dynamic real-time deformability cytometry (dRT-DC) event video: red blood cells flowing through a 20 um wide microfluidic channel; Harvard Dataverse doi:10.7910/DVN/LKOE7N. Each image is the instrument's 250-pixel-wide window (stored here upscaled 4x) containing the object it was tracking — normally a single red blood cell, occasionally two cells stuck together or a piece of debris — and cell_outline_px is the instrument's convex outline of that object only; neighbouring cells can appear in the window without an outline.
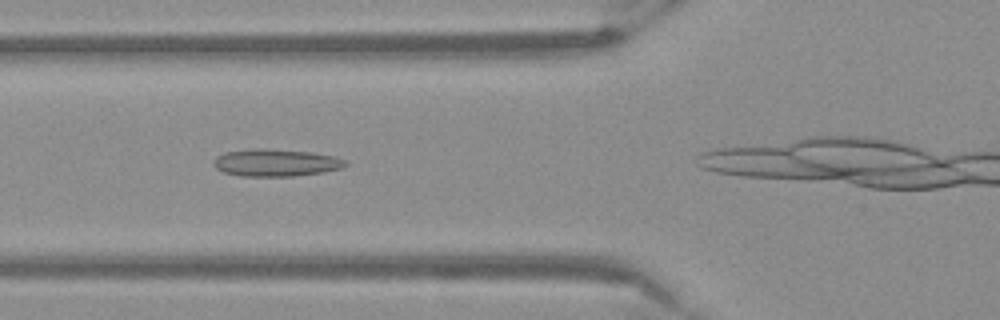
{"species": "Egyptian fruit bat (a non-hibernating species)", "species_latin": "Rousettus aegyptiacus", "temperature_condition": "warm", "stored_images_in_passage": 33, "camera_frame_rate_fps": 3000, "um_per_image_px": 0.085, "frame": {"image": 1, "passage_image": 9, "time_ms": 2.667, "image_size_px": [1000, 320], "cell_outline_px": [[348, 164], [340, 168], [324, 172], [292, 176], [240, 176], [224, 172], [216, 168], [212, 164], [216, 156], [224, 152], [256, 148], [264, 148], [312, 152], [332, 156], [344, 160]], "centroid_in_image_um": [23.4, 13.82], "position_along_channel_um": 102.4, "area_um2": 20.92}}
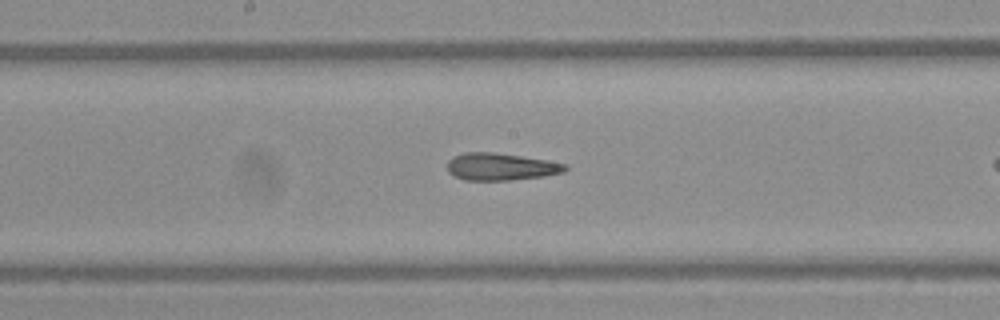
{"frame": {"image": 2, "passage_image": 17, "time_ms": 5.333, "image_size_px": [1000, 320], "cell_outline_px": [[568, 168], [564, 172], [544, 176], [512, 180], [464, 180], [448, 172], [448, 160], [452, 156], [464, 152], [492, 152], [520, 156], [568, 164]], "centroid_in_image_um": [42.56, 14.17], "position_along_channel_um": 205.6, "area_um2": 18.67}}
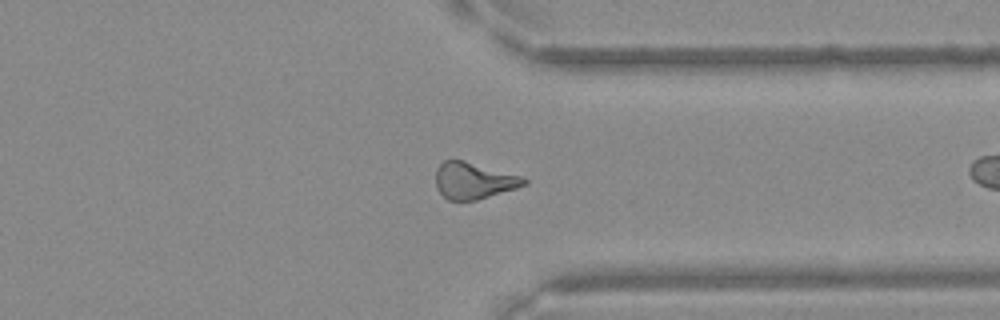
{"frame": {"image": 3, "passage_image": 30, "time_ms": 9.667, "image_size_px": [1000, 320], "cell_outline_px": [[528, 184], [516, 188], [476, 200], [448, 200], [436, 188], [436, 168], [444, 160], [464, 160], [520, 176], [528, 180]], "centroid_in_image_um": [40.24, 15.35], "position_along_channel_um": 371.2, "area_um2": 18.61}}